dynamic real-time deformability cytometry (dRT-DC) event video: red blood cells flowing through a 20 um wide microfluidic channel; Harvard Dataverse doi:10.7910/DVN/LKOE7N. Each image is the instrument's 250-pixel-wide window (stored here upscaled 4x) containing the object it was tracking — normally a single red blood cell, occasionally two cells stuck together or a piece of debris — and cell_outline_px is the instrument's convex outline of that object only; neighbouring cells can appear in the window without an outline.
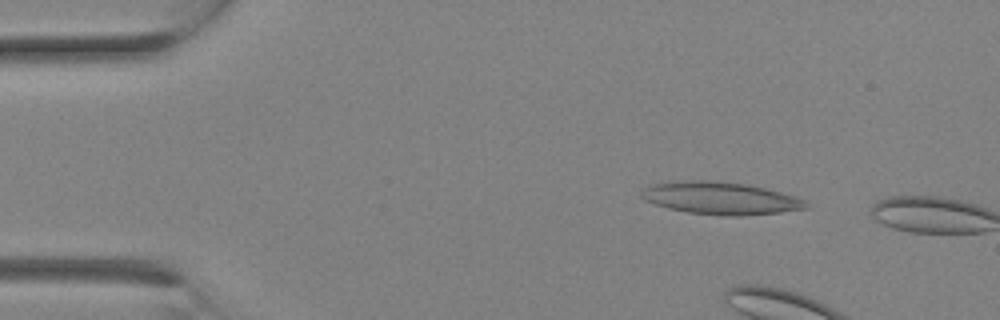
{"species": "Egyptian fruit bat (a non-hibernating species)", "species_latin": "Rousettus aegyptiacus", "temperature_condition": "room temperature", "stored_images_in_passage": 5, "camera_frame_rate_fps": 3000, "um_per_image_px": 0.085, "animal": {"sex": "female"}, "frame": {"image": 1, "passage_image": 4, "time_ms": 1.0, "image_size_px": [1000, 320], "cell_outline_px": [[808, 208], [780, 212], [740, 216], [732, 216], [688, 212], [668, 208], [644, 200], [640, 196], [640, 192], [648, 184], [680, 180], [712, 180], [748, 184], [796, 196], [804, 200], [808, 204]], "centroid_in_image_um": [61.2, 16.83], "position_along_channel_um": 23.8, "area_um2": 31.21}}